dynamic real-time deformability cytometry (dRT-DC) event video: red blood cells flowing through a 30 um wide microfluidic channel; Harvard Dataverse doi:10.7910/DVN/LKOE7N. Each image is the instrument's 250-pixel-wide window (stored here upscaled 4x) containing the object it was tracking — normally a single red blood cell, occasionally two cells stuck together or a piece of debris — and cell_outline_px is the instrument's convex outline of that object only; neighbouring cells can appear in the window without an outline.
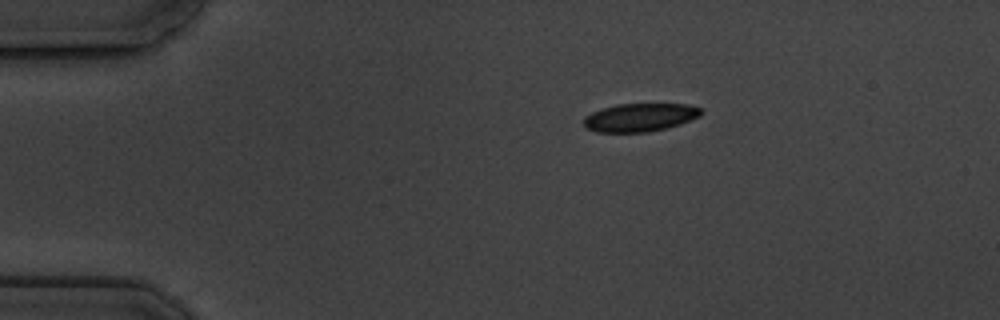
{"species": "common noctule bat (a hibernating species)", "species_latin": "Nyctalus noctula", "temperature_condition": "cold", "stored_images_in_passage": 4, "camera_frame_rate_fps": 3000, "um_per_image_px": 0.085, "animal": {"sex": "male", "body_mass_g": 19.5, "forearm_length_mm": 54.6}, "frame": {"image": 1, "passage_image": 1, "time_ms": 0.0, "image_size_px": [1000, 320], "cell_outline_px": [[704, 112], [700, 116], [680, 124], [668, 128], [648, 132], [596, 132], [584, 128], [584, 116], [592, 112], [616, 104], [688, 104], [700, 108]], "centroid_in_image_um": [54.39, 9.98], "position_along_channel_um": 30.6, "area_um2": 19.42}}